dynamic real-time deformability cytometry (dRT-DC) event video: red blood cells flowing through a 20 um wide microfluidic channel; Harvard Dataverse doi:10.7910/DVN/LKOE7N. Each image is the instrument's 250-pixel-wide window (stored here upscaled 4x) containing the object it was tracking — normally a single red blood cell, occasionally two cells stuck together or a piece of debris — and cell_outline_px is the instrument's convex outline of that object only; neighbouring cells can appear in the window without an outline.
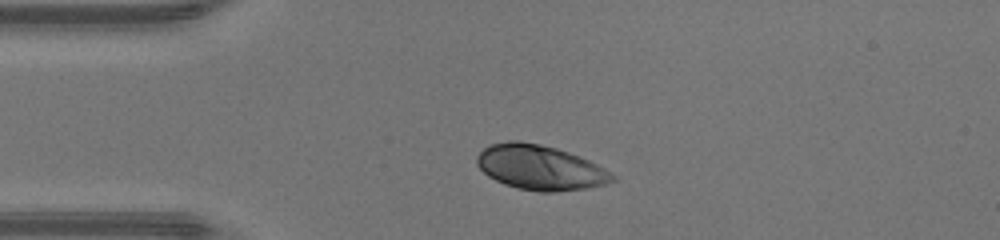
{"species": "human", "species_latin": "Homo sapiens", "temperature_condition": "warm", "stored_images_in_passage": 31, "camera_frame_rate_fps": 3000, "um_per_image_px": 0.085, "donor": {"sex": "male"}, "frame": {"image": 1, "passage_image": 1, "time_ms": 0.0, "image_size_px": [1000, 240], "cell_outline_px": [[616, 180], [604, 184], [588, 188], [552, 192], [540, 192], [516, 188], [504, 184], [488, 176], [476, 164], [476, 156], [488, 144], [508, 140], [520, 140], [540, 144], [556, 148], [580, 156], [604, 168], [616, 176]], "centroid_in_image_um": [45.88, 14.23], "position_along_channel_um": 39.1, "area_um2": 35.55}}
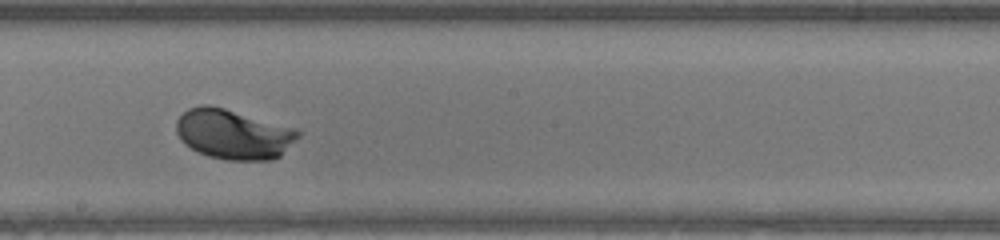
{"frame": {"image": 2, "passage_image": 16, "time_ms": 5.0, "image_size_px": [1000, 240], "cell_outline_px": [[300, 136], [280, 156], [272, 160], [228, 160], [208, 156], [184, 144], [180, 140], [176, 132], [176, 120], [188, 108], [200, 104], [208, 104], [224, 108], [296, 128], [300, 132]], "centroid_in_image_um": [19.83, 11.4], "position_along_channel_um": 228.4, "area_um2": 35.49}}
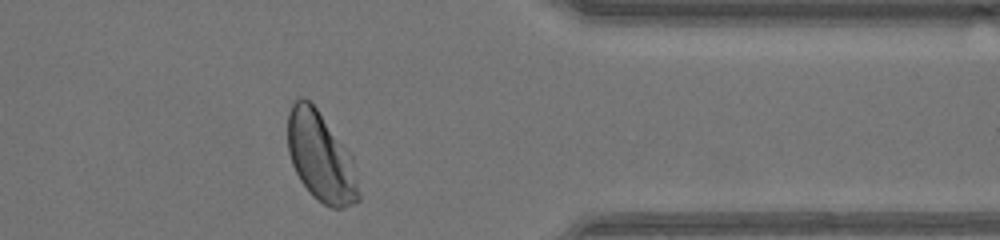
{"frame": {"image": 3, "passage_image": 28, "time_ms": 9.0, "image_size_px": [1000, 240], "cell_outline_px": [[360, 200], [344, 208], [332, 208], [324, 204], [300, 180], [292, 164], [288, 152], [288, 112], [292, 104], [300, 96], [304, 96], [316, 108], [352, 156], [360, 196]], "centroid_in_image_um": [27.26, 13.33], "position_along_channel_um": 384.1, "area_um2": 36.3}, "authors_computed_cell_mechanics": {"area_um2": 34.8534, "velocity_mm_per_s": 4.3156, "shape_relaxation_time_tau1_ms": 1.996, "shape_relaxation_time_tau2_ms": null, "deformation_change_tau1": 0.1521, "deformation_change_tau2": null}}